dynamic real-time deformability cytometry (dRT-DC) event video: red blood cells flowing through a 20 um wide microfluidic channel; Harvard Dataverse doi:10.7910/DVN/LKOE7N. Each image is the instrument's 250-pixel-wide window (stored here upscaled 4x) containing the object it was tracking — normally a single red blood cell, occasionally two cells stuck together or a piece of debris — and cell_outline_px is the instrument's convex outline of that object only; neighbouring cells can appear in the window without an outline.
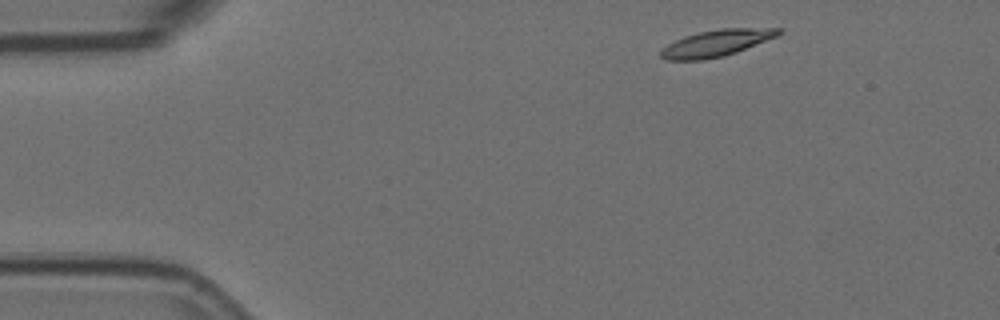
{"species": "Egyptian fruit bat (a non-hibernating species)", "species_latin": "Rousettus aegyptiacus", "temperature_condition": "room temperature", "stored_images_in_passage": 4, "camera_frame_rate_fps": 3000, "um_per_image_px": 0.085, "animal": {"sex": "female"}, "frame": {"image": 1, "passage_image": 1, "time_ms": 0.0, "image_size_px": [1000, 320], "cell_outline_px": [[784, 32], [776, 36], [736, 52], [724, 56], [704, 60], [664, 60], [660, 56], [660, 52], [668, 44], [684, 36], [700, 32], [720, 28], [780, 28]], "centroid_in_image_um": [60.88, 3.67], "position_along_channel_um": 24.1, "area_um2": 18.09}}
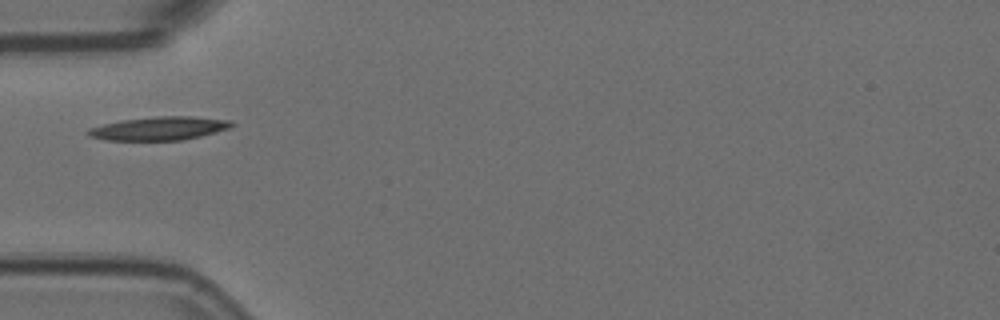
{"frame": {"image": 2, "passage_image": 4, "time_ms": 1.0, "image_size_px": [1000, 320], "cell_outline_px": [[236, 124], [228, 128], [200, 136], [180, 140], [108, 140], [88, 136], [84, 132], [88, 128], [120, 120], [156, 116], [192, 116], [232, 120]], "centroid_in_image_um": [13.51, 10.9], "position_along_channel_um": 71.5, "area_um2": 19.65}}